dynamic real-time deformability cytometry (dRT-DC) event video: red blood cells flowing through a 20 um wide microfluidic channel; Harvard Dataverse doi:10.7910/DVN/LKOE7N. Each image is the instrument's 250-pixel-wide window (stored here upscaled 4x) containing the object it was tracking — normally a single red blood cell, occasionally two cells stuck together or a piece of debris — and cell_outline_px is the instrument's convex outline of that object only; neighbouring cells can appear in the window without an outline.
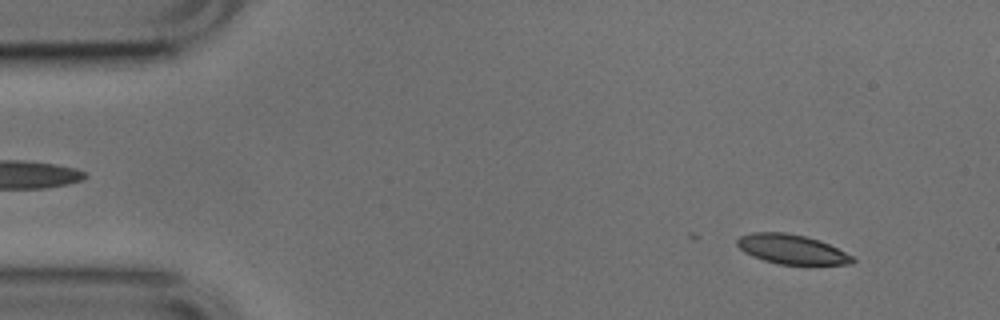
{"species": "common noctule bat (a hibernating species)", "species_latin": "Nyctalus noctula", "temperature_condition": "cold", "stored_images_in_passage": 12, "camera_frame_rate_fps": 3000, "um_per_image_px": 0.085, "animal": {"sex": "male", "body_mass_g": 17.9, "forearm_length_mm": 54.2}, "frame": {"image": 1, "passage_image": 4, "time_ms": 1.0, "image_size_px": [1000, 320], "cell_outline_px": [[856, 260], [852, 264], [780, 264], [764, 260], [752, 256], [744, 252], [736, 244], [736, 240], [740, 236], [752, 232], [784, 232], [804, 236], [828, 244], [852, 256]], "centroid_in_image_um": [67.25, 21.18], "position_along_channel_um": 17.7, "area_um2": 19.54}}